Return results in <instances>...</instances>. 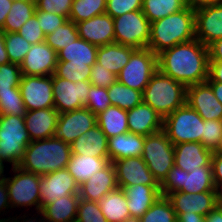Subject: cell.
<instances>
[{
	"label": "cell",
	"instance_id": "e575fe53",
	"mask_svg": "<svg viewBox=\"0 0 222 222\" xmlns=\"http://www.w3.org/2000/svg\"><path fill=\"white\" fill-rule=\"evenodd\" d=\"M189 5L188 0H143L142 12L150 23L175 14Z\"/></svg>",
	"mask_w": 222,
	"mask_h": 222
},
{
	"label": "cell",
	"instance_id": "5bb4252c",
	"mask_svg": "<svg viewBox=\"0 0 222 222\" xmlns=\"http://www.w3.org/2000/svg\"><path fill=\"white\" fill-rule=\"evenodd\" d=\"M19 89L27 111L54 107L52 75H22Z\"/></svg>",
	"mask_w": 222,
	"mask_h": 222
},
{
	"label": "cell",
	"instance_id": "d6986e66",
	"mask_svg": "<svg viewBox=\"0 0 222 222\" xmlns=\"http://www.w3.org/2000/svg\"><path fill=\"white\" fill-rule=\"evenodd\" d=\"M113 164L120 188L137 184L160 185L143 161L142 156L116 160Z\"/></svg>",
	"mask_w": 222,
	"mask_h": 222
},
{
	"label": "cell",
	"instance_id": "6125c7cd",
	"mask_svg": "<svg viewBox=\"0 0 222 222\" xmlns=\"http://www.w3.org/2000/svg\"><path fill=\"white\" fill-rule=\"evenodd\" d=\"M205 222H222V207L217 205L205 216Z\"/></svg>",
	"mask_w": 222,
	"mask_h": 222
},
{
	"label": "cell",
	"instance_id": "91938a15",
	"mask_svg": "<svg viewBox=\"0 0 222 222\" xmlns=\"http://www.w3.org/2000/svg\"><path fill=\"white\" fill-rule=\"evenodd\" d=\"M13 0H0V30H2L6 17L11 10Z\"/></svg>",
	"mask_w": 222,
	"mask_h": 222
},
{
	"label": "cell",
	"instance_id": "94428289",
	"mask_svg": "<svg viewBox=\"0 0 222 222\" xmlns=\"http://www.w3.org/2000/svg\"><path fill=\"white\" fill-rule=\"evenodd\" d=\"M177 222H205V216L192 213V214H187L186 213H181L177 217Z\"/></svg>",
	"mask_w": 222,
	"mask_h": 222
},
{
	"label": "cell",
	"instance_id": "8d00e7d4",
	"mask_svg": "<svg viewBox=\"0 0 222 222\" xmlns=\"http://www.w3.org/2000/svg\"><path fill=\"white\" fill-rule=\"evenodd\" d=\"M111 105L130 110L143 101L142 92L116 81L107 88Z\"/></svg>",
	"mask_w": 222,
	"mask_h": 222
},
{
	"label": "cell",
	"instance_id": "6da1fadb",
	"mask_svg": "<svg viewBox=\"0 0 222 222\" xmlns=\"http://www.w3.org/2000/svg\"><path fill=\"white\" fill-rule=\"evenodd\" d=\"M157 58L158 70L186 87L208 79L209 49L197 39L166 49Z\"/></svg>",
	"mask_w": 222,
	"mask_h": 222
},
{
	"label": "cell",
	"instance_id": "7a4b0ae2",
	"mask_svg": "<svg viewBox=\"0 0 222 222\" xmlns=\"http://www.w3.org/2000/svg\"><path fill=\"white\" fill-rule=\"evenodd\" d=\"M196 39L195 6L189 4L183 10L150 23L147 48L156 55L173 46Z\"/></svg>",
	"mask_w": 222,
	"mask_h": 222
},
{
	"label": "cell",
	"instance_id": "4316f807",
	"mask_svg": "<svg viewBox=\"0 0 222 222\" xmlns=\"http://www.w3.org/2000/svg\"><path fill=\"white\" fill-rule=\"evenodd\" d=\"M71 145V154L109 158L108 138L98 125L80 135Z\"/></svg>",
	"mask_w": 222,
	"mask_h": 222
},
{
	"label": "cell",
	"instance_id": "f907efd6",
	"mask_svg": "<svg viewBox=\"0 0 222 222\" xmlns=\"http://www.w3.org/2000/svg\"><path fill=\"white\" fill-rule=\"evenodd\" d=\"M36 8L47 13H54L69 19L73 0H35Z\"/></svg>",
	"mask_w": 222,
	"mask_h": 222
},
{
	"label": "cell",
	"instance_id": "6f0895ef",
	"mask_svg": "<svg viewBox=\"0 0 222 222\" xmlns=\"http://www.w3.org/2000/svg\"><path fill=\"white\" fill-rule=\"evenodd\" d=\"M21 215L22 214H19V216H10L5 222H47L40 211H35V214H33L32 216L30 213L27 214V212L23 213L22 216Z\"/></svg>",
	"mask_w": 222,
	"mask_h": 222
},
{
	"label": "cell",
	"instance_id": "11a10c76",
	"mask_svg": "<svg viewBox=\"0 0 222 222\" xmlns=\"http://www.w3.org/2000/svg\"><path fill=\"white\" fill-rule=\"evenodd\" d=\"M211 166L214 185L218 190L222 186V156L212 154Z\"/></svg>",
	"mask_w": 222,
	"mask_h": 222
},
{
	"label": "cell",
	"instance_id": "f546056e",
	"mask_svg": "<svg viewBox=\"0 0 222 222\" xmlns=\"http://www.w3.org/2000/svg\"><path fill=\"white\" fill-rule=\"evenodd\" d=\"M109 163V158L71 154L67 169L80 186L91 178L94 173L104 169Z\"/></svg>",
	"mask_w": 222,
	"mask_h": 222
},
{
	"label": "cell",
	"instance_id": "ab89813d",
	"mask_svg": "<svg viewBox=\"0 0 222 222\" xmlns=\"http://www.w3.org/2000/svg\"><path fill=\"white\" fill-rule=\"evenodd\" d=\"M139 220L140 222H177V216L167 196H160Z\"/></svg>",
	"mask_w": 222,
	"mask_h": 222
},
{
	"label": "cell",
	"instance_id": "b9f144b4",
	"mask_svg": "<svg viewBox=\"0 0 222 222\" xmlns=\"http://www.w3.org/2000/svg\"><path fill=\"white\" fill-rule=\"evenodd\" d=\"M31 46L18 32H5V47L11 63L20 65Z\"/></svg>",
	"mask_w": 222,
	"mask_h": 222
},
{
	"label": "cell",
	"instance_id": "7bdbcfd3",
	"mask_svg": "<svg viewBox=\"0 0 222 222\" xmlns=\"http://www.w3.org/2000/svg\"><path fill=\"white\" fill-rule=\"evenodd\" d=\"M92 66L84 63H70L68 61H58L55 75L67 79L71 82L89 81Z\"/></svg>",
	"mask_w": 222,
	"mask_h": 222
},
{
	"label": "cell",
	"instance_id": "8992f818",
	"mask_svg": "<svg viewBox=\"0 0 222 222\" xmlns=\"http://www.w3.org/2000/svg\"><path fill=\"white\" fill-rule=\"evenodd\" d=\"M204 119L187 103L177 108L163 121V131L173 145L201 142Z\"/></svg>",
	"mask_w": 222,
	"mask_h": 222
},
{
	"label": "cell",
	"instance_id": "d6a6232c",
	"mask_svg": "<svg viewBox=\"0 0 222 222\" xmlns=\"http://www.w3.org/2000/svg\"><path fill=\"white\" fill-rule=\"evenodd\" d=\"M96 116L97 125L107 138L129 132L126 110L110 105Z\"/></svg>",
	"mask_w": 222,
	"mask_h": 222
},
{
	"label": "cell",
	"instance_id": "5b68a950",
	"mask_svg": "<svg viewBox=\"0 0 222 222\" xmlns=\"http://www.w3.org/2000/svg\"><path fill=\"white\" fill-rule=\"evenodd\" d=\"M30 142L24 117L0 115V160L4 164L19 166Z\"/></svg>",
	"mask_w": 222,
	"mask_h": 222
},
{
	"label": "cell",
	"instance_id": "8fae6325",
	"mask_svg": "<svg viewBox=\"0 0 222 222\" xmlns=\"http://www.w3.org/2000/svg\"><path fill=\"white\" fill-rule=\"evenodd\" d=\"M115 43L135 49L147 48L150 22L142 10L132 11L113 18Z\"/></svg>",
	"mask_w": 222,
	"mask_h": 222
},
{
	"label": "cell",
	"instance_id": "a7ac6f4b",
	"mask_svg": "<svg viewBox=\"0 0 222 222\" xmlns=\"http://www.w3.org/2000/svg\"><path fill=\"white\" fill-rule=\"evenodd\" d=\"M4 163L0 160V181L5 180V169H4Z\"/></svg>",
	"mask_w": 222,
	"mask_h": 222
},
{
	"label": "cell",
	"instance_id": "bcb514c9",
	"mask_svg": "<svg viewBox=\"0 0 222 222\" xmlns=\"http://www.w3.org/2000/svg\"><path fill=\"white\" fill-rule=\"evenodd\" d=\"M21 77L20 65L11 62L0 65V91L19 87Z\"/></svg>",
	"mask_w": 222,
	"mask_h": 222
},
{
	"label": "cell",
	"instance_id": "e7e4bbea",
	"mask_svg": "<svg viewBox=\"0 0 222 222\" xmlns=\"http://www.w3.org/2000/svg\"><path fill=\"white\" fill-rule=\"evenodd\" d=\"M218 101L222 104V83L219 82H207Z\"/></svg>",
	"mask_w": 222,
	"mask_h": 222
},
{
	"label": "cell",
	"instance_id": "44dd1931",
	"mask_svg": "<svg viewBox=\"0 0 222 222\" xmlns=\"http://www.w3.org/2000/svg\"><path fill=\"white\" fill-rule=\"evenodd\" d=\"M81 39L98 47L115 42L114 20L107 13L76 23Z\"/></svg>",
	"mask_w": 222,
	"mask_h": 222
},
{
	"label": "cell",
	"instance_id": "f6af8a7d",
	"mask_svg": "<svg viewBox=\"0 0 222 222\" xmlns=\"http://www.w3.org/2000/svg\"><path fill=\"white\" fill-rule=\"evenodd\" d=\"M110 105L107 88L91 85L85 107L97 115Z\"/></svg>",
	"mask_w": 222,
	"mask_h": 222
},
{
	"label": "cell",
	"instance_id": "ac0fdd59",
	"mask_svg": "<svg viewBox=\"0 0 222 222\" xmlns=\"http://www.w3.org/2000/svg\"><path fill=\"white\" fill-rule=\"evenodd\" d=\"M57 62V52L44 41L31 46L20 69L26 76H49L55 73Z\"/></svg>",
	"mask_w": 222,
	"mask_h": 222
},
{
	"label": "cell",
	"instance_id": "83f0119b",
	"mask_svg": "<svg viewBox=\"0 0 222 222\" xmlns=\"http://www.w3.org/2000/svg\"><path fill=\"white\" fill-rule=\"evenodd\" d=\"M145 136L127 132L108 138L110 162L142 156Z\"/></svg>",
	"mask_w": 222,
	"mask_h": 222
},
{
	"label": "cell",
	"instance_id": "f1b7e54d",
	"mask_svg": "<svg viewBox=\"0 0 222 222\" xmlns=\"http://www.w3.org/2000/svg\"><path fill=\"white\" fill-rule=\"evenodd\" d=\"M135 48L124 46L119 43L106 44L98 47L96 62L118 75L128 63L131 53Z\"/></svg>",
	"mask_w": 222,
	"mask_h": 222
},
{
	"label": "cell",
	"instance_id": "d590c367",
	"mask_svg": "<svg viewBox=\"0 0 222 222\" xmlns=\"http://www.w3.org/2000/svg\"><path fill=\"white\" fill-rule=\"evenodd\" d=\"M35 11V0H13L11 10L6 17L2 31L18 32L22 25L35 14Z\"/></svg>",
	"mask_w": 222,
	"mask_h": 222
},
{
	"label": "cell",
	"instance_id": "9a60e30c",
	"mask_svg": "<svg viewBox=\"0 0 222 222\" xmlns=\"http://www.w3.org/2000/svg\"><path fill=\"white\" fill-rule=\"evenodd\" d=\"M97 125V116L86 107L59 114L55 136L71 144Z\"/></svg>",
	"mask_w": 222,
	"mask_h": 222
},
{
	"label": "cell",
	"instance_id": "ba28073f",
	"mask_svg": "<svg viewBox=\"0 0 222 222\" xmlns=\"http://www.w3.org/2000/svg\"><path fill=\"white\" fill-rule=\"evenodd\" d=\"M11 169L14 175L5 177L11 209L26 207L25 210L29 213L28 207L31 209L34 206L36 212L40 211L39 183L41 176L27 172L19 166L11 167Z\"/></svg>",
	"mask_w": 222,
	"mask_h": 222
},
{
	"label": "cell",
	"instance_id": "681fc988",
	"mask_svg": "<svg viewBox=\"0 0 222 222\" xmlns=\"http://www.w3.org/2000/svg\"><path fill=\"white\" fill-rule=\"evenodd\" d=\"M18 33L31 45L44 42L46 37L35 14L22 25Z\"/></svg>",
	"mask_w": 222,
	"mask_h": 222
},
{
	"label": "cell",
	"instance_id": "7c38bea8",
	"mask_svg": "<svg viewBox=\"0 0 222 222\" xmlns=\"http://www.w3.org/2000/svg\"><path fill=\"white\" fill-rule=\"evenodd\" d=\"M195 36L207 47L222 38V0L195 5Z\"/></svg>",
	"mask_w": 222,
	"mask_h": 222
},
{
	"label": "cell",
	"instance_id": "03108f58",
	"mask_svg": "<svg viewBox=\"0 0 222 222\" xmlns=\"http://www.w3.org/2000/svg\"><path fill=\"white\" fill-rule=\"evenodd\" d=\"M213 154H216V155H221L222 156V135L219 139V142L215 148V150L213 151Z\"/></svg>",
	"mask_w": 222,
	"mask_h": 222
},
{
	"label": "cell",
	"instance_id": "30bf717a",
	"mask_svg": "<svg viewBox=\"0 0 222 222\" xmlns=\"http://www.w3.org/2000/svg\"><path fill=\"white\" fill-rule=\"evenodd\" d=\"M157 71V55L149 48L135 49L128 63L117 75V81L143 93Z\"/></svg>",
	"mask_w": 222,
	"mask_h": 222
},
{
	"label": "cell",
	"instance_id": "ee69618b",
	"mask_svg": "<svg viewBox=\"0 0 222 222\" xmlns=\"http://www.w3.org/2000/svg\"><path fill=\"white\" fill-rule=\"evenodd\" d=\"M77 222H108L100 210L98 202L79 199Z\"/></svg>",
	"mask_w": 222,
	"mask_h": 222
},
{
	"label": "cell",
	"instance_id": "be15d7a7",
	"mask_svg": "<svg viewBox=\"0 0 222 222\" xmlns=\"http://www.w3.org/2000/svg\"><path fill=\"white\" fill-rule=\"evenodd\" d=\"M9 58L7 55L5 47V32L0 30V65L9 63Z\"/></svg>",
	"mask_w": 222,
	"mask_h": 222
},
{
	"label": "cell",
	"instance_id": "2e32d148",
	"mask_svg": "<svg viewBox=\"0 0 222 222\" xmlns=\"http://www.w3.org/2000/svg\"><path fill=\"white\" fill-rule=\"evenodd\" d=\"M39 187L41 208L61 197L79 193V185L67 168L41 176Z\"/></svg>",
	"mask_w": 222,
	"mask_h": 222
},
{
	"label": "cell",
	"instance_id": "e0dca14e",
	"mask_svg": "<svg viewBox=\"0 0 222 222\" xmlns=\"http://www.w3.org/2000/svg\"><path fill=\"white\" fill-rule=\"evenodd\" d=\"M178 217L181 213L206 216L218 205V191L183 193L176 191L167 195Z\"/></svg>",
	"mask_w": 222,
	"mask_h": 222
},
{
	"label": "cell",
	"instance_id": "9c48e42d",
	"mask_svg": "<svg viewBox=\"0 0 222 222\" xmlns=\"http://www.w3.org/2000/svg\"><path fill=\"white\" fill-rule=\"evenodd\" d=\"M142 159L161 184L174 166V145L163 130L145 137Z\"/></svg>",
	"mask_w": 222,
	"mask_h": 222
},
{
	"label": "cell",
	"instance_id": "4dcf8cb0",
	"mask_svg": "<svg viewBox=\"0 0 222 222\" xmlns=\"http://www.w3.org/2000/svg\"><path fill=\"white\" fill-rule=\"evenodd\" d=\"M79 194L61 197L44 205L40 212L47 222H72L76 220Z\"/></svg>",
	"mask_w": 222,
	"mask_h": 222
},
{
	"label": "cell",
	"instance_id": "277c9868",
	"mask_svg": "<svg viewBox=\"0 0 222 222\" xmlns=\"http://www.w3.org/2000/svg\"><path fill=\"white\" fill-rule=\"evenodd\" d=\"M187 87L159 70L145 87L143 102L150 105L163 119L186 104Z\"/></svg>",
	"mask_w": 222,
	"mask_h": 222
},
{
	"label": "cell",
	"instance_id": "cb8c5ba5",
	"mask_svg": "<svg viewBox=\"0 0 222 222\" xmlns=\"http://www.w3.org/2000/svg\"><path fill=\"white\" fill-rule=\"evenodd\" d=\"M58 118L59 113L54 107L27 111L24 120L30 140L55 136Z\"/></svg>",
	"mask_w": 222,
	"mask_h": 222
},
{
	"label": "cell",
	"instance_id": "003e7915",
	"mask_svg": "<svg viewBox=\"0 0 222 222\" xmlns=\"http://www.w3.org/2000/svg\"><path fill=\"white\" fill-rule=\"evenodd\" d=\"M212 1H217V0H188V3L195 6L201 3L212 2Z\"/></svg>",
	"mask_w": 222,
	"mask_h": 222
},
{
	"label": "cell",
	"instance_id": "603a6c76",
	"mask_svg": "<svg viewBox=\"0 0 222 222\" xmlns=\"http://www.w3.org/2000/svg\"><path fill=\"white\" fill-rule=\"evenodd\" d=\"M163 121V117L143 101L127 111L129 132L145 137L162 131Z\"/></svg>",
	"mask_w": 222,
	"mask_h": 222
},
{
	"label": "cell",
	"instance_id": "7dc6e473",
	"mask_svg": "<svg viewBox=\"0 0 222 222\" xmlns=\"http://www.w3.org/2000/svg\"><path fill=\"white\" fill-rule=\"evenodd\" d=\"M222 135V120H204L201 144L214 151Z\"/></svg>",
	"mask_w": 222,
	"mask_h": 222
},
{
	"label": "cell",
	"instance_id": "4fadbf2b",
	"mask_svg": "<svg viewBox=\"0 0 222 222\" xmlns=\"http://www.w3.org/2000/svg\"><path fill=\"white\" fill-rule=\"evenodd\" d=\"M91 85L90 81L71 82L53 74L54 108L60 114L85 107Z\"/></svg>",
	"mask_w": 222,
	"mask_h": 222
},
{
	"label": "cell",
	"instance_id": "52a82bcc",
	"mask_svg": "<svg viewBox=\"0 0 222 222\" xmlns=\"http://www.w3.org/2000/svg\"><path fill=\"white\" fill-rule=\"evenodd\" d=\"M180 191L183 193H201L218 191L214 185L212 166H201L198 170L186 172L173 166L160 184L161 196Z\"/></svg>",
	"mask_w": 222,
	"mask_h": 222
},
{
	"label": "cell",
	"instance_id": "f5cc1de1",
	"mask_svg": "<svg viewBox=\"0 0 222 222\" xmlns=\"http://www.w3.org/2000/svg\"><path fill=\"white\" fill-rule=\"evenodd\" d=\"M89 81L93 86L109 88L117 81V75L96 62L92 66Z\"/></svg>",
	"mask_w": 222,
	"mask_h": 222
},
{
	"label": "cell",
	"instance_id": "ffe728a7",
	"mask_svg": "<svg viewBox=\"0 0 222 222\" xmlns=\"http://www.w3.org/2000/svg\"><path fill=\"white\" fill-rule=\"evenodd\" d=\"M186 103L204 120H222V104L207 82L188 86Z\"/></svg>",
	"mask_w": 222,
	"mask_h": 222
},
{
	"label": "cell",
	"instance_id": "484cf974",
	"mask_svg": "<svg viewBox=\"0 0 222 222\" xmlns=\"http://www.w3.org/2000/svg\"><path fill=\"white\" fill-rule=\"evenodd\" d=\"M122 189L127 198L130 216L136 218H141L161 196L160 185L137 184Z\"/></svg>",
	"mask_w": 222,
	"mask_h": 222
},
{
	"label": "cell",
	"instance_id": "680465c9",
	"mask_svg": "<svg viewBox=\"0 0 222 222\" xmlns=\"http://www.w3.org/2000/svg\"><path fill=\"white\" fill-rule=\"evenodd\" d=\"M209 61H222V38L208 46Z\"/></svg>",
	"mask_w": 222,
	"mask_h": 222
},
{
	"label": "cell",
	"instance_id": "816d5d0a",
	"mask_svg": "<svg viewBox=\"0 0 222 222\" xmlns=\"http://www.w3.org/2000/svg\"><path fill=\"white\" fill-rule=\"evenodd\" d=\"M35 15L37 16L39 26L43 30L45 36L53 33L58 26H62L67 20H69L67 17L40 11L37 8Z\"/></svg>",
	"mask_w": 222,
	"mask_h": 222
},
{
	"label": "cell",
	"instance_id": "74e56055",
	"mask_svg": "<svg viewBox=\"0 0 222 222\" xmlns=\"http://www.w3.org/2000/svg\"><path fill=\"white\" fill-rule=\"evenodd\" d=\"M107 0H73L69 20L75 24L105 13Z\"/></svg>",
	"mask_w": 222,
	"mask_h": 222
},
{
	"label": "cell",
	"instance_id": "7402d4cb",
	"mask_svg": "<svg viewBox=\"0 0 222 222\" xmlns=\"http://www.w3.org/2000/svg\"><path fill=\"white\" fill-rule=\"evenodd\" d=\"M118 188L116 170L110 162L104 169L94 173L79 186V197L83 200L100 201L107 193Z\"/></svg>",
	"mask_w": 222,
	"mask_h": 222
},
{
	"label": "cell",
	"instance_id": "d4e9b609",
	"mask_svg": "<svg viewBox=\"0 0 222 222\" xmlns=\"http://www.w3.org/2000/svg\"><path fill=\"white\" fill-rule=\"evenodd\" d=\"M213 152L199 142L174 145V165L186 172L198 170L201 166H211Z\"/></svg>",
	"mask_w": 222,
	"mask_h": 222
},
{
	"label": "cell",
	"instance_id": "9f6ffc18",
	"mask_svg": "<svg viewBox=\"0 0 222 222\" xmlns=\"http://www.w3.org/2000/svg\"><path fill=\"white\" fill-rule=\"evenodd\" d=\"M206 82L222 83V61H209L208 79Z\"/></svg>",
	"mask_w": 222,
	"mask_h": 222
},
{
	"label": "cell",
	"instance_id": "3957f363",
	"mask_svg": "<svg viewBox=\"0 0 222 222\" xmlns=\"http://www.w3.org/2000/svg\"><path fill=\"white\" fill-rule=\"evenodd\" d=\"M71 145L56 136L31 141L26 147L19 167L36 175H46L67 168Z\"/></svg>",
	"mask_w": 222,
	"mask_h": 222
},
{
	"label": "cell",
	"instance_id": "836d02e7",
	"mask_svg": "<svg viewBox=\"0 0 222 222\" xmlns=\"http://www.w3.org/2000/svg\"><path fill=\"white\" fill-rule=\"evenodd\" d=\"M97 50L98 46L79 37L57 53L58 61L84 63L93 66L96 63Z\"/></svg>",
	"mask_w": 222,
	"mask_h": 222
},
{
	"label": "cell",
	"instance_id": "89a4df30",
	"mask_svg": "<svg viewBox=\"0 0 222 222\" xmlns=\"http://www.w3.org/2000/svg\"><path fill=\"white\" fill-rule=\"evenodd\" d=\"M121 222H140V220H139V218L130 216L127 219L122 220Z\"/></svg>",
	"mask_w": 222,
	"mask_h": 222
},
{
	"label": "cell",
	"instance_id": "1f68e13d",
	"mask_svg": "<svg viewBox=\"0 0 222 222\" xmlns=\"http://www.w3.org/2000/svg\"><path fill=\"white\" fill-rule=\"evenodd\" d=\"M98 203L108 222H121L130 217L127 198L120 187L107 193Z\"/></svg>",
	"mask_w": 222,
	"mask_h": 222
},
{
	"label": "cell",
	"instance_id": "2644e50d",
	"mask_svg": "<svg viewBox=\"0 0 222 222\" xmlns=\"http://www.w3.org/2000/svg\"><path fill=\"white\" fill-rule=\"evenodd\" d=\"M218 204H222V186L218 189Z\"/></svg>",
	"mask_w": 222,
	"mask_h": 222
},
{
	"label": "cell",
	"instance_id": "f35d334b",
	"mask_svg": "<svg viewBox=\"0 0 222 222\" xmlns=\"http://www.w3.org/2000/svg\"><path fill=\"white\" fill-rule=\"evenodd\" d=\"M78 38L76 24L67 20L62 26H58L53 33L46 35L45 42L58 53Z\"/></svg>",
	"mask_w": 222,
	"mask_h": 222
},
{
	"label": "cell",
	"instance_id": "60d3db41",
	"mask_svg": "<svg viewBox=\"0 0 222 222\" xmlns=\"http://www.w3.org/2000/svg\"><path fill=\"white\" fill-rule=\"evenodd\" d=\"M25 108L19 87L0 91V115H16L24 117Z\"/></svg>",
	"mask_w": 222,
	"mask_h": 222
},
{
	"label": "cell",
	"instance_id": "db71d44e",
	"mask_svg": "<svg viewBox=\"0 0 222 222\" xmlns=\"http://www.w3.org/2000/svg\"><path fill=\"white\" fill-rule=\"evenodd\" d=\"M10 209L11 207L6 181L2 180L0 181V222H5L7 220L8 217L4 218L3 216L6 215L7 212L9 213V211H11Z\"/></svg>",
	"mask_w": 222,
	"mask_h": 222
},
{
	"label": "cell",
	"instance_id": "c3c4849f",
	"mask_svg": "<svg viewBox=\"0 0 222 222\" xmlns=\"http://www.w3.org/2000/svg\"><path fill=\"white\" fill-rule=\"evenodd\" d=\"M143 0H107L105 13L112 18L122 16L125 13L142 10Z\"/></svg>",
	"mask_w": 222,
	"mask_h": 222
}]
</instances>
